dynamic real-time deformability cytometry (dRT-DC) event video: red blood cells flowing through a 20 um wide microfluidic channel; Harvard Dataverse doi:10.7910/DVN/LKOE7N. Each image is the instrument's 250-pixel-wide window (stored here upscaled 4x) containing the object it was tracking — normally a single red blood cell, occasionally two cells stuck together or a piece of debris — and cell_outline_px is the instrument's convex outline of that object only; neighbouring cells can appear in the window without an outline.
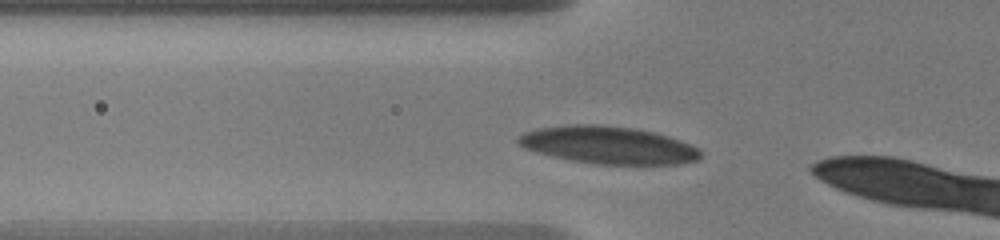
{"species": "human", "species_latin": "Homo sapiens", "temperature_condition": "warm", "stored_images_in_passage": 4, "camera_frame_rate_fps": 3000, "um_per_image_px": 0.085, "donor": {"sex": "male"}, "frame": {"image": 1, "passage_image": 2, "time_ms": 0.333, "image_size_px": [1000, 240], "cell_outline_px": [[704, 152], [700, 160], [680, 164], [596, 164], [572, 160], [552, 156], [536, 152], [524, 148], [516, 140], [524, 132], [540, 128], [576, 124], [596, 124], [632, 128], [656, 132], [680, 140], [700, 148]], "centroid_in_image_um": [51.78, 12.34], "position_along_channel_um": 74.0, "area_um2": 39.88}}